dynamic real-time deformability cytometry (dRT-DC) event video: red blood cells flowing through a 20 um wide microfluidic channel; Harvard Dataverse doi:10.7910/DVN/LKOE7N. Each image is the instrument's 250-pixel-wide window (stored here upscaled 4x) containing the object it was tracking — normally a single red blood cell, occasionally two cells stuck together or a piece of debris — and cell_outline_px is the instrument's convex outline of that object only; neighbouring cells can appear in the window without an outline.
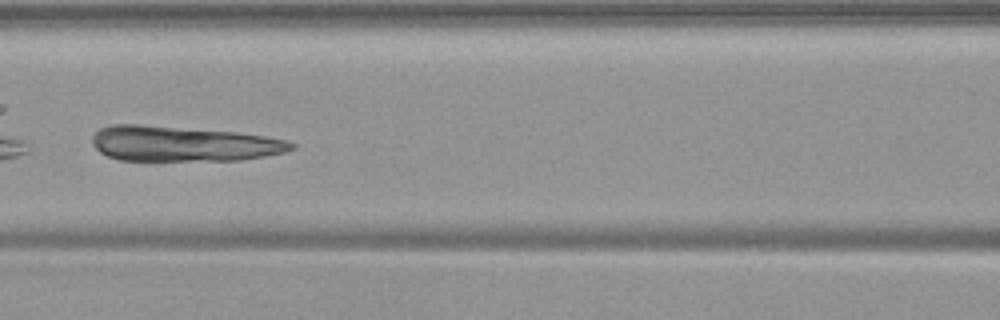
{"species": "common noctule bat (a hibernating species)", "species_latin": "Nyctalus noctula", "temperature_condition": "warm", "stored_images_in_passage": 21, "camera_frame_rate_fps": 3000, "um_per_image_px": 0.085, "animal": {"sex": "female", "body_mass_g": 19.9}, "frame": {"image": 1, "passage_image": 9, "time_ms": 2.667, "image_size_px": [1000, 320], "cell_outline_px": [[296, 148], [284, 152], [264, 156], [240, 160], [120, 160], [108, 156], [100, 152], [92, 144], [92, 136], [100, 128], [112, 124], [140, 124], [236, 132], [264, 136], [288, 140], [296, 144]], "centroid_in_image_um": [15.56, 12.21], "position_along_channel_um": 151.0, "area_um2": 40.86}}
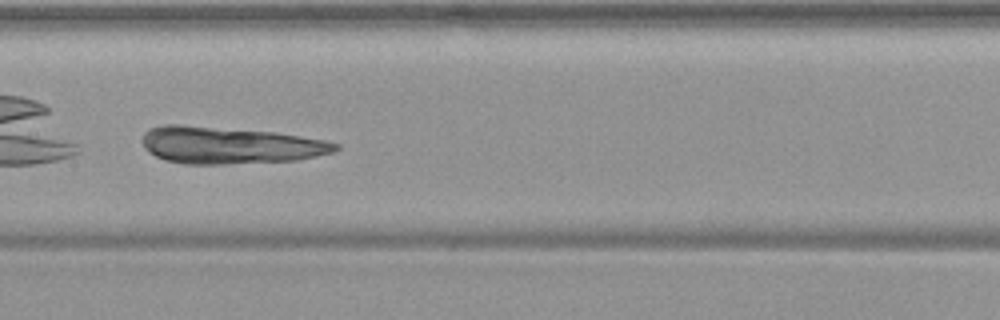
{"frame": {"image": 2, "passage_image": 12, "time_ms": 3.667, "image_size_px": [1000, 320], "cell_outline_px": [[340, 148], [332, 152], [296, 160], [224, 164], [184, 164], [164, 160], [148, 152], [144, 148], [144, 132], [148, 128], [160, 124], [180, 124], [276, 132], [324, 140], [340, 144]], "centroid_in_image_um": [19.48, 12.34], "position_along_channel_um": 187.9, "area_um2": 41.73}}